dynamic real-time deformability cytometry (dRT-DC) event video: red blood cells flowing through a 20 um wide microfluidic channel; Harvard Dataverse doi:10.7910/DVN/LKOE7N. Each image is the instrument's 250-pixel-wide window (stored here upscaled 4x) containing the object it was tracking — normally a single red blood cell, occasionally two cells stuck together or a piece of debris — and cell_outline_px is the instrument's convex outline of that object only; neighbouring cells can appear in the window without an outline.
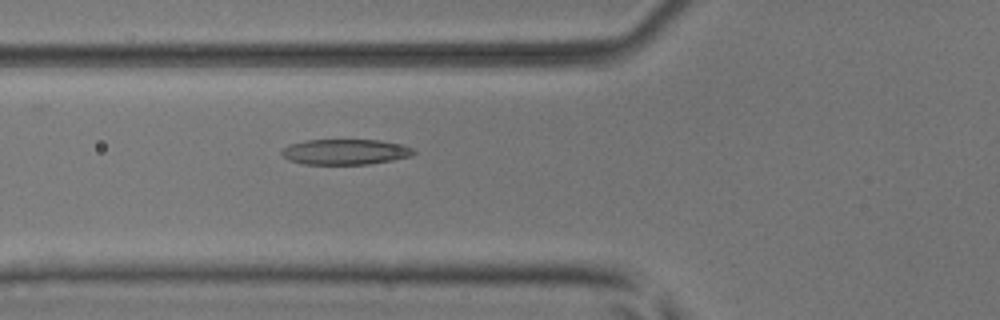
{"species": "common noctule bat (a hibernating species)", "species_latin": "Nyctalus noctula", "temperature_condition": "room temperature", "stored_images_in_passage": 41, "camera_frame_rate_fps": 3000, "um_per_image_px": 0.085, "animal": {"sex": "male", "body_mass_g": 17.9, "forearm_length_mm": 54.2}, "frame": {"image": 1, "passage_image": 19, "time_ms": 6.0, "image_size_px": [1000, 320], "cell_outline_px": [[416, 152], [412, 156], [392, 160], [368, 164], [304, 164], [288, 160], [280, 152], [288, 144], [308, 140], [380, 140], [404, 144], [412, 148]], "centroid_in_image_um": [29.37, 12.9], "position_along_channel_um": 96.4, "area_um2": 19.65}}
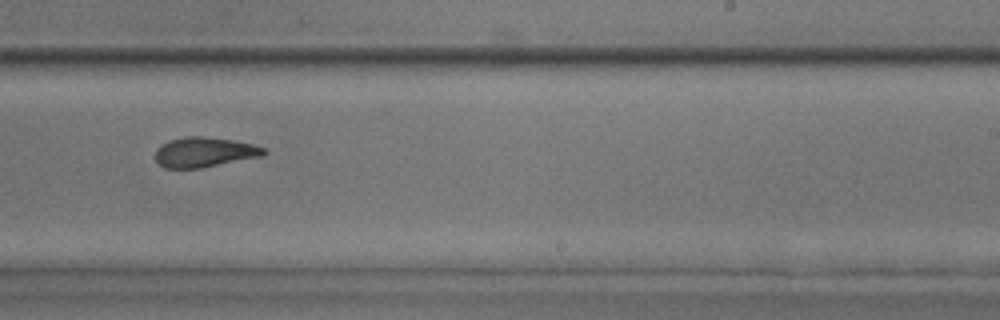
{"frame": {"image": 2, "passage_image": 32, "time_ms": 10.333, "image_size_px": [1000, 320], "cell_outline_px": [[268, 152], [264, 156], [200, 168], [164, 168], [156, 160], [156, 148], [160, 144], [168, 140], [184, 136], [200, 136], [232, 140], [252, 144], [264, 148]], "centroid_in_image_um": [17.36, 12.93], "position_along_channel_um": 271.6, "area_um2": 19.02}}
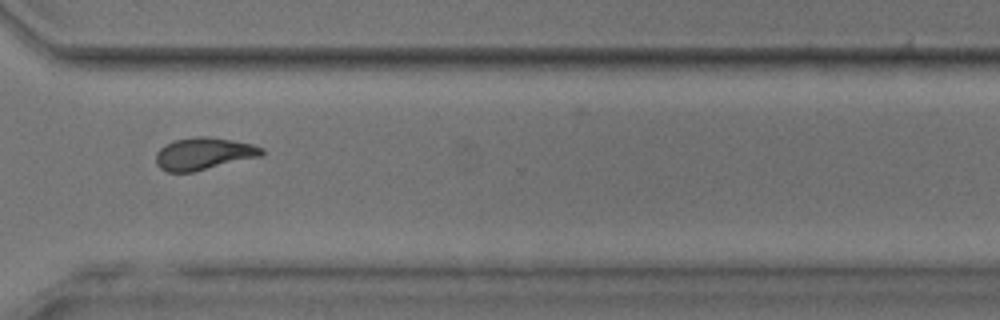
{"frame": {"image": 3, "passage_image": 38, "time_ms": 12.333, "image_size_px": [1000, 320], "cell_outline_px": [[264, 156], [192, 172], [168, 172], [160, 168], [156, 164], [156, 152], [164, 144], [176, 140], [196, 136], [208, 136], [232, 140], [252, 144], [264, 148]], "centroid_in_image_um": [17.33, 13.06], "position_along_channel_um": 353.3, "area_um2": 20.06}}